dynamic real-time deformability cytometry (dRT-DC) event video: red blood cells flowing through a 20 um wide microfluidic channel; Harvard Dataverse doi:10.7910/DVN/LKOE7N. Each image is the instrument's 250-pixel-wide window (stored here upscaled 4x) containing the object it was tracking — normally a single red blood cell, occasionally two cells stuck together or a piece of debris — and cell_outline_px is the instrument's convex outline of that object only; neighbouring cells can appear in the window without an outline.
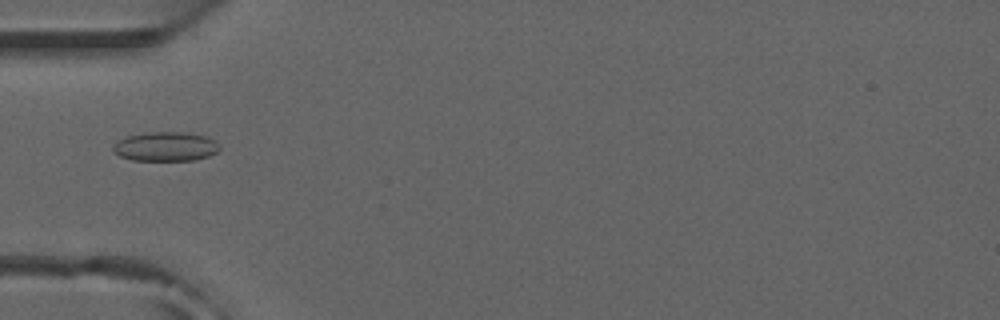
{"species": "common noctule bat (a hibernating species)", "species_latin": "Nyctalus noctula", "temperature_condition": "room temperature", "stored_images_in_passage": 4, "camera_frame_rate_fps": 3000, "um_per_image_px": 0.085, "animal": {"sex": "male", "forearm_length_mm": 52.5}, "frame": {"image": 1, "passage_image": 3, "time_ms": 0.667, "image_size_px": [1000, 320], "cell_outline_px": [[220, 148], [216, 152], [208, 156], [196, 160], [132, 160], [120, 156], [112, 148], [116, 140], [128, 136], [152, 132], [180, 132], [208, 136], [220, 144]], "centroid_in_image_um": [14.1, 12.45], "position_along_channel_um": 70.9, "area_um2": 18.09}}
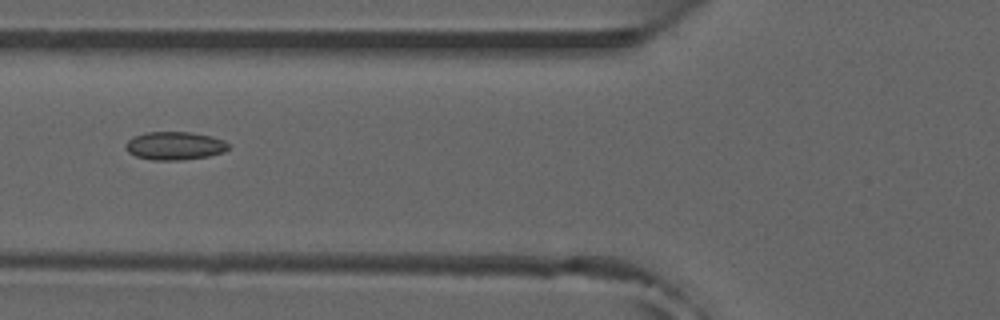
{"frame": {"image": 2, "passage_image": 4, "time_ms": 1.0, "image_size_px": [1000, 320], "cell_outline_px": [[228, 148], [224, 152], [208, 156], [180, 160], [152, 160], [136, 156], [128, 152], [124, 148], [124, 144], [132, 136], [148, 132], [192, 132], [212, 136], [224, 140], [228, 144]], "centroid_in_image_um": [14.82, 12.38], "position_along_channel_um": 111.0, "area_um2": 16.99}}